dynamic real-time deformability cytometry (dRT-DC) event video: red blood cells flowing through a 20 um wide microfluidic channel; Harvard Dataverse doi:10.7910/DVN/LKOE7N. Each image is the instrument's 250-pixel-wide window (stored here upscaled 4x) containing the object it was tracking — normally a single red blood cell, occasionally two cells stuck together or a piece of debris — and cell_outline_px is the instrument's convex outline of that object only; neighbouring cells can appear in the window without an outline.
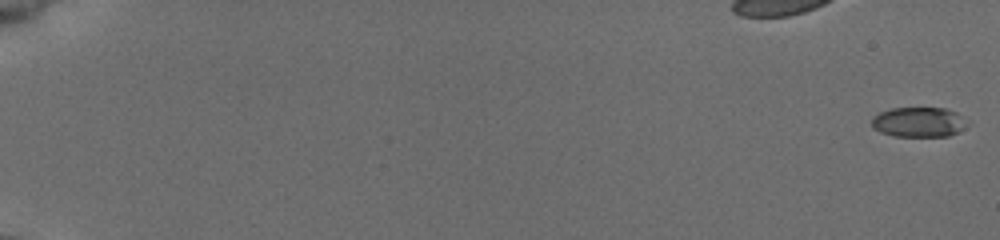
{"species": "common noctule bat (a hibernating species)", "species_latin": "Nyctalus noctula", "temperature_condition": "cold", "stored_images_in_passage": 26, "camera_frame_rate_fps": 3000, "um_per_image_px": 0.085, "animal": {"sex": "female", "body_mass_g": 19.5, "forearm_length_mm": 54.1}, "frame": {"image": 1, "passage_image": 1, "time_ms": 0.0, "image_size_px": [1000, 240], "cell_outline_px": [[968, 120], [964, 128], [948, 136], [892, 136], [880, 132], [872, 128], [872, 116], [880, 112], [892, 108], [944, 108], [956, 112]], "centroid_in_image_um": [78.07, 10.37], "position_along_channel_um": 6.9, "area_um2": 16.7}}
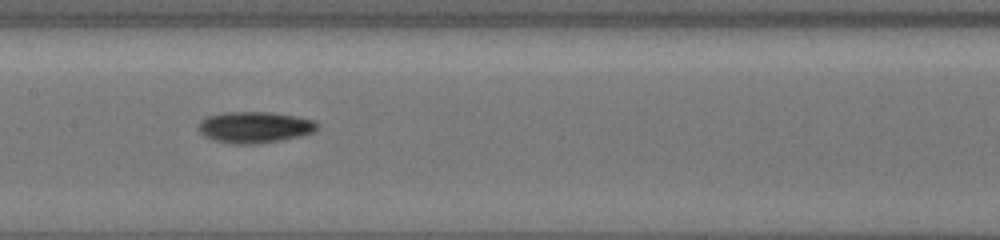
{"frame": {"image": 2, "passage_image": 15, "time_ms": 4.667, "image_size_px": [1000, 240], "cell_outline_px": [[320, 124], [312, 132], [300, 136], [280, 140], [256, 144], [232, 144], [212, 140], [204, 136], [200, 132], [200, 120], [208, 116], [224, 112], [268, 112], [296, 116], [316, 120]], "centroid_in_image_um": [21.65, 10.81], "position_along_channel_um": 185.7, "area_um2": 21.68}}
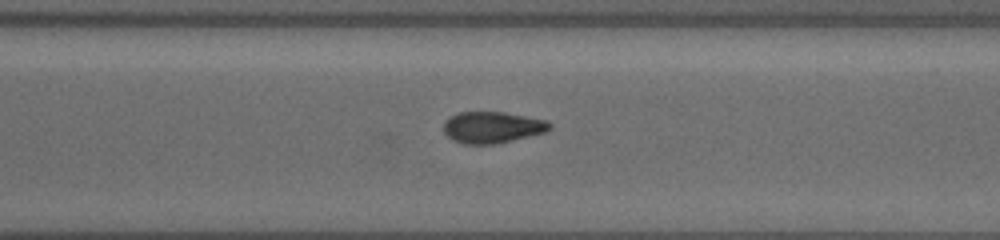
{"frame": {"image": 3, "passage_image": 20, "time_ms": 6.333, "image_size_px": [1000, 240], "cell_outline_px": [[552, 128], [544, 132], [492, 144], [464, 144], [452, 140], [444, 132], [444, 124], [452, 116], [460, 112], [504, 112], [548, 120], [552, 124]], "centroid_in_image_um": [41.86, 10.81], "position_along_channel_um": 328.7, "area_um2": 19.13}}